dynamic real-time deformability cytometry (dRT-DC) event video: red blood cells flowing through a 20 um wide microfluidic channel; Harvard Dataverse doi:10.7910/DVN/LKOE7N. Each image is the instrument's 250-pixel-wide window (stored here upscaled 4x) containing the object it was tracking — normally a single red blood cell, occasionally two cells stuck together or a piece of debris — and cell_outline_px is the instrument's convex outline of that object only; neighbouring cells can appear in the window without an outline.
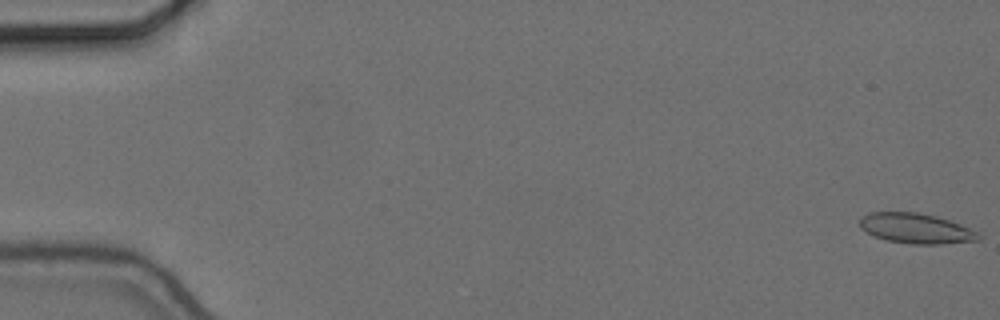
{"species": "common noctule bat (a hibernating species)", "species_latin": "Nyctalus noctula", "temperature_condition": "cold", "stored_images_in_passage": 57, "camera_frame_rate_fps": 3000, "um_per_image_px": 0.085, "animal": {"sex": "female", "body_mass_g": 24.6, "forearm_length_mm": 56.2}, "frame": {"image": 1, "passage_image": 1, "time_ms": 0.0, "image_size_px": [1000, 320], "cell_outline_px": [[980, 240], [940, 244], [912, 244], [888, 240], [876, 236], [860, 228], [860, 220], [868, 212], [916, 212], [936, 216], [960, 224], [976, 232], [980, 236]], "centroid_in_image_um": [77.86, 19.41], "position_along_channel_um": 7.1, "area_um2": 20.52}}
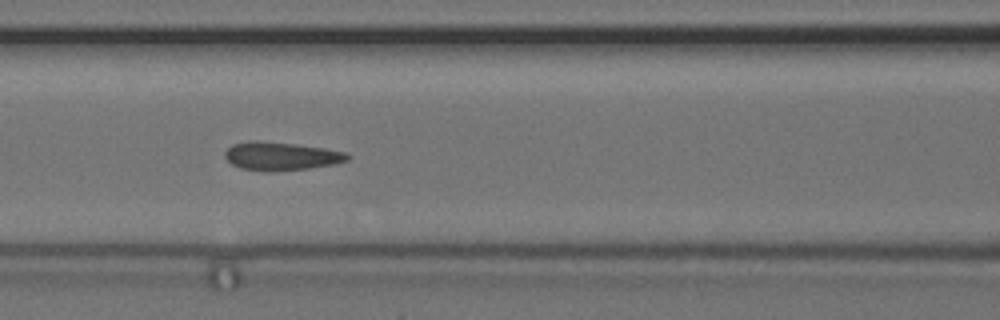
{"frame": {"image": 2, "passage_image": 25, "time_ms": 8.0, "image_size_px": [1000, 320], "cell_outline_px": [[352, 156], [348, 160], [336, 164], [308, 168], [268, 172], [240, 168], [232, 164], [224, 156], [224, 152], [232, 144], [248, 140], [260, 140], [324, 148], [348, 152]], "centroid_in_image_um": [23.89, 13.27], "position_along_channel_um": 142.7, "area_um2": 20.4}}
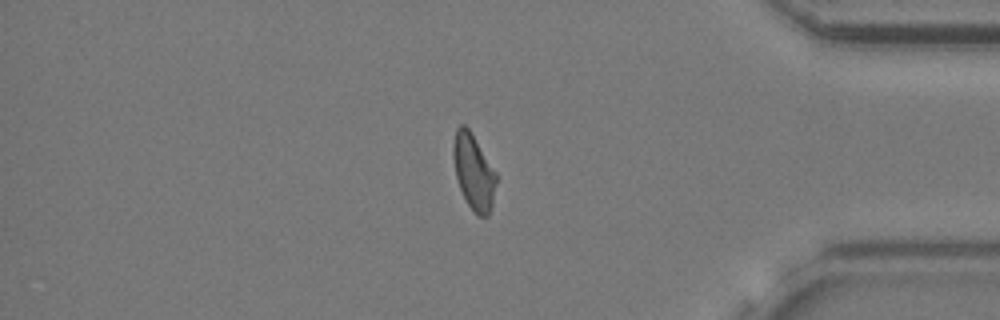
{"frame": {"image": 3, "passage_image": 48, "time_ms": 15.667, "image_size_px": [1000, 320], "cell_outline_px": [[500, 176], [492, 204], [488, 216], [476, 216], [468, 204], [460, 188], [456, 176], [452, 156], [452, 148], [456, 128], [460, 124], [464, 124], [472, 132]], "centroid_in_image_um": [40.3, 14.58], "position_along_channel_um": 394.9, "area_um2": 19.54}, "authors_computed_cell_mechanics": {"area_um2": 20.0566, "velocity_mm_per_s": 3.6532, "shape_relaxation_time_tau1_ms": 5.6042, "shape_relaxation_time_tau2_ms": 1.1471, "deformation_change_tau1": 0.1595, "deformation_change_tau2": 0.0904}}